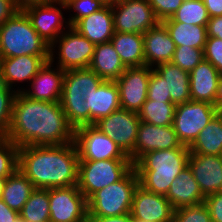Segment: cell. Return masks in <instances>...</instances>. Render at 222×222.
<instances>
[{"mask_svg":"<svg viewBox=\"0 0 222 222\" xmlns=\"http://www.w3.org/2000/svg\"><path fill=\"white\" fill-rule=\"evenodd\" d=\"M188 147L153 150L142 155L133 167L139 184L146 190L166 196L173 180L187 166Z\"/></svg>","mask_w":222,"mask_h":222,"instance_id":"4","label":"cell"},{"mask_svg":"<svg viewBox=\"0 0 222 222\" xmlns=\"http://www.w3.org/2000/svg\"><path fill=\"white\" fill-rule=\"evenodd\" d=\"M139 185L134 167L119 181L95 192L88 200V216L110 217L131 212L133 194Z\"/></svg>","mask_w":222,"mask_h":222,"instance_id":"6","label":"cell"},{"mask_svg":"<svg viewBox=\"0 0 222 222\" xmlns=\"http://www.w3.org/2000/svg\"><path fill=\"white\" fill-rule=\"evenodd\" d=\"M50 56L23 55L11 58H0L3 83L10 89L12 84L32 81L37 72L49 61Z\"/></svg>","mask_w":222,"mask_h":222,"instance_id":"20","label":"cell"},{"mask_svg":"<svg viewBox=\"0 0 222 222\" xmlns=\"http://www.w3.org/2000/svg\"><path fill=\"white\" fill-rule=\"evenodd\" d=\"M203 52L204 59L208 60L222 74V40L207 37Z\"/></svg>","mask_w":222,"mask_h":222,"instance_id":"41","label":"cell"},{"mask_svg":"<svg viewBox=\"0 0 222 222\" xmlns=\"http://www.w3.org/2000/svg\"><path fill=\"white\" fill-rule=\"evenodd\" d=\"M171 19L175 22L207 27L210 17L203 0H184Z\"/></svg>","mask_w":222,"mask_h":222,"instance_id":"34","label":"cell"},{"mask_svg":"<svg viewBox=\"0 0 222 222\" xmlns=\"http://www.w3.org/2000/svg\"><path fill=\"white\" fill-rule=\"evenodd\" d=\"M132 168L131 159L79 160L77 187L88 200L95 192L121 180Z\"/></svg>","mask_w":222,"mask_h":222,"instance_id":"7","label":"cell"},{"mask_svg":"<svg viewBox=\"0 0 222 222\" xmlns=\"http://www.w3.org/2000/svg\"><path fill=\"white\" fill-rule=\"evenodd\" d=\"M204 59L203 49L176 47L171 63L188 72L192 71Z\"/></svg>","mask_w":222,"mask_h":222,"instance_id":"38","label":"cell"},{"mask_svg":"<svg viewBox=\"0 0 222 222\" xmlns=\"http://www.w3.org/2000/svg\"><path fill=\"white\" fill-rule=\"evenodd\" d=\"M79 155L74 142L19 147V170L35 189L70 187L78 183Z\"/></svg>","mask_w":222,"mask_h":222,"instance_id":"2","label":"cell"},{"mask_svg":"<svg viewBox=\"0 0 222 222\" xmlns=\"http://www.w3.org/2000/svg\"><path fill=\"white\" fill-rule=\"evenodd\" d=\"M207 37L222 40V16L211 17L207 24Z\"/></svg>","mask_w":222,"mask_h":222,"instance_id":"45","label":"cell"},{"mask_svg":"<svg viewBox=\"0 0 222 222\" xmlns=\"http://www.w3.org/2000/svg\"><path fill=\"white\" fill-rule=\"evenodd\" d=\"M157 19L162 22L171 18L180 8L184 0H148Z\"/></svg>","mask_w":222,"mask_h":222,"instance_id":"42","label":"cell"},{"mask_svg":"<svg viewBox=\"0 0 222 222\" xmlns=\"http://www.w3.org/2000/svg\"><path fill=\"white\" fill-rule=\"evenodd\" d=\"M121 109L119 88L113 80H104L96 92L93 100V124Z\"/></svg>","mask_w":222,"mask_h":222,"instance_id":"31","label":"cell"},{"mask_svg":"<svg viewBox=\"0 0 222 222\" xmlns=\"http://www.w3.org/2000/svg\"><path fill=\"white\" fill-rule=\"evenodd\" d=\"M152 67H127L124 73L115 80L119 88L122 109L139 112L147 100L148 84Z\"/></svg>","mask_w":222,"mask_h":222,"instance_id":"15","label":"cell"},{"mask_svg":"<svg viewBox=\"0 0 222 222\" xmlns=\"http://www.w3.org/2000/svg\"><path fill=\"white\" fill-rule=\"evenodd\" d=\"M43 1H52V2H64L65 0H42Z\"/></svg>","mask_w":222,"mask_h":222,"instance_id":"56","label":"cell"},{"mask_svg":"<svg viewBox=\"0 0 222 222\" xmlns=\"http://www.w3.org/2000/svg\"><path fill=\"white\" fill-rule=\"evenodd\" d=\"M218 112L215 105L204 101L177 104L172 126L182 145L189 147Z\"/></svg>","mask_w":222,"mask_h":222,"instance_id":"8","label":"cell"},{"mask_svg":"<svg viewBox=\"0 0 222 222\" xmlns=\"http://www.w3.org/2000/svg\"><path fill=\"white\" fill-rule=\"evenodd\" d=\"M7 139L18 147L63 145L74 142V128L60 102L34 100L17 92Z\"/></svg>","mask_w":222,"mask_h":222,"instance_id":"1","label":"cell"},{"mask_svg":"<svg viewBox=\"0 0 222 222\" xmlns=\"http://www.w3.org/2000/svg\"><path fill=\"white\" fill-rule=\"evenodd\" d=\"M209 17L222 16V0H203Z\"/></svg>","mask_w":222,"mask_h":222,"instance_id":"48","label":"cell"},{"mask_svg":"<svg viewBox=\"0 0 222 222\" xmlns=\"http://www.w3.org/2000/svg\"><path fill=\"white\" fill-rule=\"evenodd\" d=\"M176 104L163 103L162 101L147 100L138 112L141 121L156 126L173 125Z\"/></svg>","mask_w":222,"mask_h":222,"instance_id":"33","label":"cell"},{"mask_svg":"<svg viewBox=\"0 0 222 222\" xmlns=\"http://www.w3.org/2000/svg\"><path fill=\"white\" fill-rule=\"evenodd\" d=\"M19 215V212L10 209L0 198V222H12Z\"/></svg>","mask_w":222,"mask_h":222,"instance_id":"47","label":"cell"},{"mask_svg":"<svg viewBox=\"0 0 222 222\" xmlns=\"http://www.w3.org/2000/svg\"><path fill=\"white\" fill-rule=\"evenodd\" d=\"M187 165L205 197L219 192L222 186V155L189 153Z\"/></svg>","mask_w":222,"mask_h":222,"instance_id":"18","label":"cell"},{"mask_svg":"<svg viewBox=\"0 0 222 222\" xmlns=\"http://www.w3.org/2000/svg\"><path fill=\"white\" fill-rule=\"evenodd\" d=\"M80 222H89V220H88V218H87V219L82 220V221H80Z\"/></svg>","mask_w":222,"mask_h":222,"instance_id":"58","label":"cell"},{"mask_svg":"<svg viewBox=\"0 0 222 222\" xmlns=\"http://www.w3.org/2000/svg\"><path fill=\"white\" fill-rule=\"evenodd\" d=\"M221 75L208 60L203 59L189 72L191 100L209 102L216 106Z\"/></svg>","mask_w":222,"mask_h":222,"instance_id":"22","label":"cell"},{"mask_svg":"<svg viewBox=\"0 0 222 222\" xmlns=\"http://www.w3.org/2000/svg\"><path fill=\"white\" fill-rule=\"evenodd\" d=\"M66 10L73 9L75 14L70 16L69 21L66 22L65 29H68L69 26L73 27L80 19L89 16L90 14L97 12L104 8V4L101 0H65Z\"/></svg>","mask_w":222,"mask_h":222,"instance_id":"36","label":"cell"},{"mask_svg":"<svg viewBox=\"0 0 222 222\" xmlns=\"http://www.w3.org/2000/svg\"><path fill=\"white\" fill-rule=\"evenodd\" d=\"M23 55L50 56V45L39 36L21 9L0 26V56Z\"/></svg>","mask_w":222,"mask_h":222,"instance_id":"5","label":"cell"},{"mask_svg":"<svg viewBox=\"0 0 222 222\" xmlns=\"http://www.w3.org/2000/svg\"><path fill=\"white\" fill-rule=\"evenodd\" d=\"M166 81L167 93L174 104L186 103L190 98L189 72L171 62L162 63L153 68Z\"/></svg>","mask_w":222,"mask_h":222,"instance_id":"26","label":"cell"},{"mask_svg":"<svg viewBox=\"0 0 222 222\" xmlns=\"http://www.w3.org/2000/svg\"><path fill=\"white\" fill-rule=\"evenodd\" d=\"M4 86L2 73H1V64H0V88Z\"/></svg>","mask_w":222,"mask_h":222,"instance_id":"54","label":"cell"},{"mask_svg":"<svg viewBox=\"0 0 222 222\" xmlns=\"http://www.w3.org/2000/svg\"><path fill=\"white\" fill-rule=\"evenodd\" d=\"M110 42L126 67L146 65L143 34L115 32Z\"/></svg>","mask_w":222,"mask_h":222,"instance_id":"27","label":"cell"},{"mask_svg":"<svg viewBox=\"0 0 222 222\" xmlns=\"http://www.w3.org/2000/svg\"><path fill=\"white\" fill-rule=\"evenodd\" d=\"M149 100L162 101L163 103H172L170 93H167L166 81L154 69L151 71L148 84Z\"/></svg>","mask_w":222,"mask_h":222,"instance_id":"40","label":"cell"},{"mask_svg":"<svg viewBox=\"0 0 222 222\" xmlns=\"http://www.w3.org/2000/svg\"><path fill=\"white\" fill-rule=\"evenodd\" d=\"M103 81L90 68L65 71L60 103L74 129L93 124L94 92Z\"/></svg>","mask_w":222,"mask_h":222,"instance_id":"3","label":"cell"},{"mask_svg":"<svg viewBox=\"0 0 222 222\" xmlns=\"http://www.w3.org/2000/svg\"><path fill=\"white\" fill-rule=\"evenodd\" d=\"M59 43V44H58ZM58 44V67L62 70L89 68L93 58L95 45L81 35L73 27L69 26L67 32H63L50 45L49 61L54 62V48Z\"/></svg>","mask_w":222,"mask_h":222,"instance_id":"9","label":"cell"},{"mask_svg":"<svg viewBox=\"0 0 222 222\" xmlns=\"http://www.w3.org/2000/svg\"><path fill=\"white\" fill-rule=\"evenodd\" d=\"M174 211L165 196L148 191L140 184L135 189L130 212L132 218L149 222H172Z\"/></svg>","mask_w":222,"mask_h":222,"instance_id":"17","label":"cell"},{"mask_svg":"<svg viewBox=\"0 0 222 222\" xmlns=\"http://www.w3.org/2000/svg\"><path fill=\"white\" fill-rule=\"evenodd\" d=\"M145 64L155 66L171 62L176 46L162 22L143 34Z\"/></svg>","mask_w":222,"mask_h":222,"instance_id":"21","label":"cell"},{"mask_svg":"<svg viewBox=\"0 0 222 222\" xmlns=\"http://www.w3.org/2000/svg\"><path fill=\"white\" fill-rule=\"evenodd\" d=\"M50 61L37 72L32 79L31 89L21 88L20 92L27 98L46 102H60L62 96L63 79L65 70L57 66L56 69Z\"/></svg>","mask_w":222,"mask_h":222,"instance_id":"19","label":"cell"},{"mask_svg":"<svg viewBox=\"0 0 222 222\" xmlns=\"http://www.w3.org/2000/svg\"><path fill=\"white\" fill-rule=\"evenodd\" d=\"M19 215L26 222H50L49 189H35Z\"/></svg>","mask_w":222,"mask_h":222,"instance_id":"32","label":"cell"},{"mask_svg":"<svg viewBox=\"0 0 222 222\" xmlns=\"http://www.w3.org/2000/svg\"><path fill=\"white\" fill-rule=\"evenodd\" d=\"M20 8H22L25 5L31 4V3H39L42 2V0H14Z\"/></svg>","mask_w":222,"mask_h":222,"instance_id":"50","label":"cell"},{"mask_svg":"<svg viewBox=\"0 0 222 222\" xmlns=\"http://www.w3.org/2000/svg\"><path fill=\"white\" fill-rule=\"evenodd\" d=\"M216 107L219 110V112H222V75L219 80V85L217 89Z\"/></svg>","mask_w":222,"mask_h":222,"instance_id":"49","label":"cell"},{"mask_svg":"<svg viewBox=\"0 0 222 222\" xmlns=\"http://www.w3.org/2000/svg\"><path fill=\"white\" fill-rule=\"evenodd\" d=\"M12 222H26L20 215H18Z\"/></svg>","mask_w":222,"mask_h":222,"instance_id":"53","label":"cell"},{"mask_svg":"<svg viewBox=\"0 0 222 222\" xmlns=\"http://www.w3.org/2000/svg\"><path fill=\"white\" fill-rule=\"evenodd\" d=\"M20 90L19 87L13 90L5 85L0 88V134L4 138L8 136L14 99Z\"/></svg>","mask_w":222,"mask_h":222,"instance_id":"37","label":"cell"},{"mask_svg":"<svg viewBox=\"0 0 222 222\" xmlns=\"http://www.w3.org/2000/svg\"><path fill=\"white\" fill-rule=\"evenodd\" d=\"M132 222H149V221H144V220H141V219L132 218Z\"/></svg>","mask_w":222,"mask_h":222,"instance_id":"55","label":"cell"},{"mask_svg":"<svg viewBox=\"0 0 222 222\" xmlns=\"http://www.w3.org/2000/svg\"><path fill=\"white\" fill-rule=\"evenodd\" d=\"M6 179L7 178H0V197H1V194H2V191H3V188H4V184L6 182Z\"/></svg>","mask_w":222,"mask_h":222,"instance_id":"51","label":"cell"},{"mask_svg":"<svg viewBox=\"0 0 222 222\" xmlns=\"http://www.w3.org/2000/svg\"><path fill=\"white\" fill-rule=\"evenodd\" d=\"M165 197L174 209L198 205L205 201V196L188 165L173 180Z\"/></svg>","mask_w":222,"mask_h":222,"instance_id":"24","label":"cell"},{"mask_svg":"<svg viewBox=\"0 0 222 222\" xmlns=\"http://www.w3.org/2000/svg\"><path fill=\"white\" fill-rule=\"evenodd\" d=\"M212 222H222V194L217 192L205 197Z\"/></svg>","mask_w":222,"mask_h":222,"instance_id":"43","label":"cell"},{"mask_svg":"<svg viewBox=\"0 0 222 222\" xmlns=\"http://www.w3.org/2000/svg\"><path fill=\"white\" fill-rule=\"evenodd\" d=\"M19 147L5 138L0 143V178H7L18 169Z\"/></svg>","mask_w":222,"mask_h":222,"instance_id":"35","label":"cell"},{"mask_svg":"<svg viewBox=\"0 0 222 222\" xmlns=\"http://www.w3.org/2000/svg\"><path fill=\"white\" fill-rule=\"evenodd\" d=\"M88 220L89 222H132V216L131 213L110 217L88 216Z\"/></svg>","mask_w":222,"mask_h":222,"instance_id":"46","label":"cell"},{"mask_svg":"<svg viewBox=\"0 0 222 222\" xmlns=\"http://www.w3.org/2000/svg\"><path fill=\"white\" fill-rule=\"evenodd\" d=\"M182 145L172 125L156 126L154 124L141 121L139 123L138 136L134 151L129 155L134 164L142 155L153 150H165Z\"/></svg>","mask_w":222,"mask_h":222,"instance_id":"16","label":"cell"},{"mask_svg":"<svg viewBox=\"0 0 222 222\" xmlns=\"http://www.w3.org/2000/svg\"><path fill=\"white\" fill-rule=\"evenodd\" d=\"M140 122L137 112L121 108L94 125L129 156L135 148Z\"/></svg>","mask_w":222,"mask_h":222,"instance_id":"12","label":"cell"},{"mask_svg":"<svg viewBox=\"0 0 222 222\" xmlns=\"http://www.w3.org/2000/svg\"><path fill=\"white\" fill-rule=\"evenodd\" d=\"M162 23L168 30L176 47L189 46L192 48L204 49L207 41L206 26L175 22L171 18L162 21Z\"/></svg>","mask_w":222,"mask_h":222,"instance_id":"28","label":"cell"},{"mask_svg":"<svg viewBox=\"0 0 222 222\" xmlns=\"http://www.w3.org/2000/svg\"><path fill=\"white\" fill-rule=\"evenodd\" d=\"M79 160L130 159L122 149L94 124L74 129Z\"/></svg>","mask_w":222,"mask_h":222,"instance_id":"11","label":"cell"},{"mask_svg":"<svg viewBox=\"0 0 222 222\" xmlns=\"http://www.w3.org/2000/svg\"><path fill=\"white\" fill-rule=\"evenodd\" d=\"M112 14L115 32L144 34L160 22L148 0H119Z\"/></svg>","mask_w":222,"mask_h":222,"instance_id":"10","label":"cell"},{"mask_svg":"<svg viewBox=\"0 0 222 222\" xmlns=\"http://www.w3.org/2000/svg\"><path fill=\"white\" fill-rule=\"evenodd\" d=\"M172 222H212L205 203L175 209Z\"/></svg>","mask_w":222,"mask_h":222,"instance_id":"39","label":"cell"},{"mask_svg":"<svg viewBox=\"0 0 222 222\" xmlns=\"http://www.w3.org/2000/svg\"><path fill=\"white\" fill-rule=\"evenodd\" d=\"M21 8L14 0H0V26L13 17Z\"/></svg>","mask_w":222,"mask_h":222,"instance_id":"44","label":"cell"},{"mask_svg":"<svg viewBox=\"0 0 222 222\" xmlns=\"http://www.w3.org/2000/svg\"><path fill=\"white\" fill-rule=\"evenodd\" d=\"M35 187L19 168L7 177L1 199L10 209L20 212Z\"/></svg>","mask_w":222,"mask_h":222,"instance_id":"29","label":"cell"},{"mask_svg":"<svg viewBox=\"0 0 222 222\" xmlns=\"http://www.w3.org/2000/svg\"><path fill=\"white\" fill-rule=\"evenodd\" d=\"M50 222H80L88 218V203L77 185L49 188Z\"/></svg>","mask_w":222,"mask_h":222,"instance_id":"13","label":"cell"},{"mask_svg":"<svg viewBox=\"0 0 222 222\" xmlns=\"http://www.w3.org/2000/svg\"><path fill=\"white\" fill-rule=\"evenodd\" d=\"M5 138L0 134V143L4 140Z\"/></svg>","mask_w":222,"mask_h":222,"instance_id":"57","label":"cell"},{"mask_svg":"<svg viewBox=\"0 0 222 222\" xmlns=\"http://www.w3.org/2000/svg\"><path fill=\"white\" fill-rule=\"evenodd\" d=\"M57 4L60 8L56 7ZM21 9L47 44L51 45L64 32L65 18L61 9L65 11V2L43 1L25 5Z\"/></svg>","mask_w":222,"mask_h":222,"instance_id":"14","label":"cell"},{"mask_svg":"<svg viewBox=\"0 0 222 222\" xmlns=\"http://www.w3.org/2000/svg\"><path fill=\"white\" fill-rule=\"evenodd\" d=\"M89 68L104 80L113 81L127 69L111 42L95 45Z\"/></svg>","mask_w":222,"mask_h":222,"instance_id":"25","label":"cell"},{"mask_svg":"<svg viewBox=\"0 0 222 222\" xmlns=\"http://www.w3.org/2000/svg\"><path fill=\"white\" fill-rule=\"evenodd\" d=\"M73 28L94 45L110 42L115 33L112 6L106 5L101 10L80 19Z\"/></svg>","mask_w":222,"mask_h":222,"instance_id":"23","label":"cell"},{"mask_svg":"<svg viewBox=\"0 0 222 222\" xmlns=\"http://www.w3.org/2000/svg\"><path fill=\"white\" fill-rule=\"evenodd\" d=\"M106 5H113L116 3V0H101Z\"/></svg>","mask_w":222,"mask_h":222,"instance_id":"52","label":"cell"},{"mask_svg":"<svg viewBox=\"0 0 222 222\" xmlns=\"http://www.w3.org/2000/svg\"><path fill=\"white\" fill-rule=\"evenodd\" d=\"M190 153L222 155V112H218L188 147Z\"/></svg>","mask_w":222,"mask_h":222,"instance_id":"30","label":"cell"}]
</instances>
